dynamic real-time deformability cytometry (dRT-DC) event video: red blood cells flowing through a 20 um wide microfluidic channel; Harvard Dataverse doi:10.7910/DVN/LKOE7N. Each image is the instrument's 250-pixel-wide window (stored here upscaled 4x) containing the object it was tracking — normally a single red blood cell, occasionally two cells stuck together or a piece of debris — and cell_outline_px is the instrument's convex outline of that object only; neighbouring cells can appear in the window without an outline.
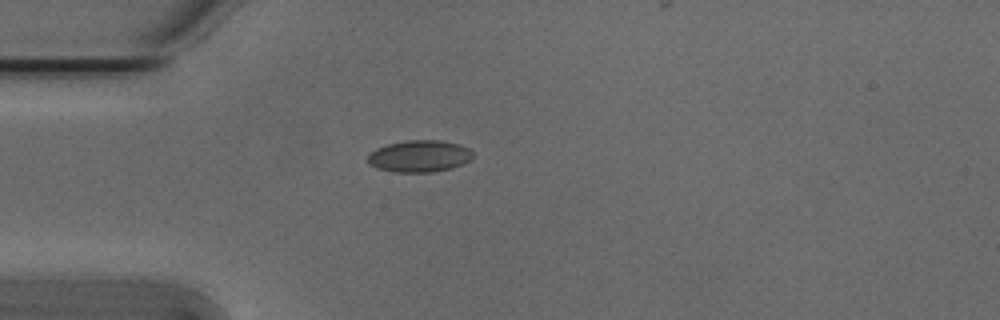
{"species": "Egyptian fruit bat (a non-hibernating species)", "species_latin": "Rousettus aegyptiacus", "temperature_condition": "cold", "stored_images_in_passage": 40, "camera_frame_rate_fps": 3000, "um_per_image_px": 0.085, "animal": {"sex": "male"}, "frame": {"image": 1, "passage_image": 1, "time_ms": 0.0, "image_size_px": [1000, 320], "cell_outline_px": [[472, 160], [452, 168], [432, 172], [392, 172], [376, 168], [368, 164], [368, 156], [376, 148], [388, 144], [404, 140], [440, 140], [460, 144], [468, 148], [472, 152]], "centroid_in_image_um": [35.65, 13.27], "position_along_channel_um": 49.4, "area_um2": 19.65}}
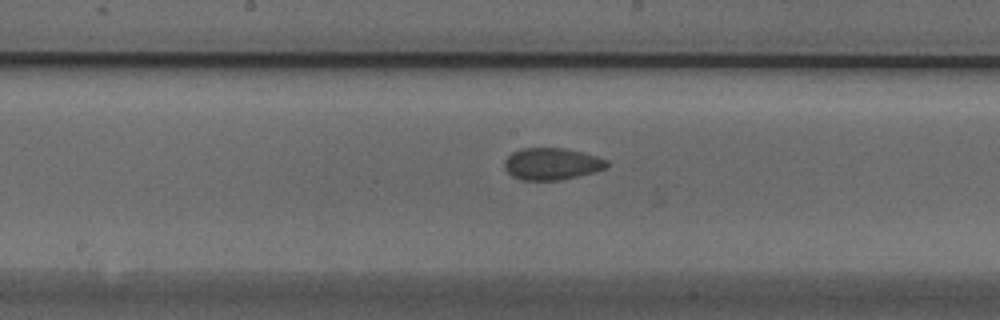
{"frame": {"image": 2, "passage_image": 14, "time_ms": 4.333, "image_size_px": [1000, 320], "cell_outline_px": [[608, 164], [604, 168], [592, 172], [560, 180], [520, 180], [512, 176], [504, 168], [504, 160], [512, 152], [524, 148], [564, 148], [596, 156], [608, 160]], "centroid_in_image_um": [46.85, 13.93], "position_along_channel_um": 201.4, "area_um2": 18.84}}
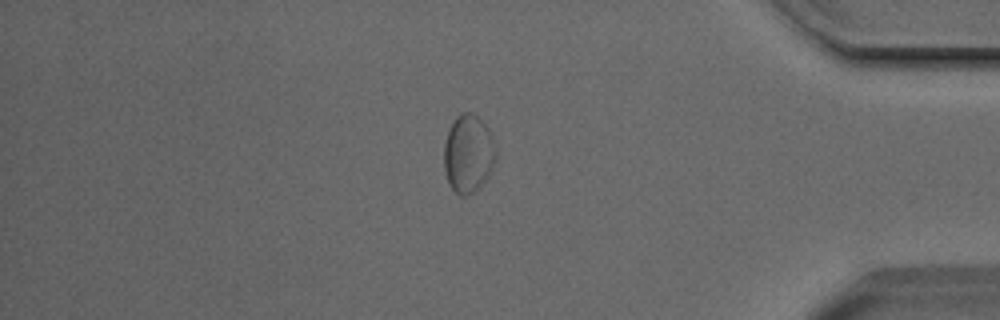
{"frame": {"image": 3, "passage_image": 32, "time_ms": 10.333, "image_size_px": [1000, 320], "cell_outline_px": [[496, 160], [488, 176], [472, 192], [464, 196], [460, 196], [448, 184], [444, 168], [444, 144], [448, 132], [456, 116], [460, 112], [472, 112], [488, 128], [492, 136], [496, 148]], "centroid_in_image_um": [39.8, 13.05], "position_along_channel_um": 395.4, "area_um2": 23.47}, "authors_computed_cell_mechanics": {"area_um2": 19.5942, "velocity_mm_per_s": 3.779, "shape_relaxation_time_tau1_ms": 3.089, "shape_relaxation_time_tau2_ms": 1.3709, "deformation_change_tau1": 0.0538, "deformation_change_tau2": 0.0528}}